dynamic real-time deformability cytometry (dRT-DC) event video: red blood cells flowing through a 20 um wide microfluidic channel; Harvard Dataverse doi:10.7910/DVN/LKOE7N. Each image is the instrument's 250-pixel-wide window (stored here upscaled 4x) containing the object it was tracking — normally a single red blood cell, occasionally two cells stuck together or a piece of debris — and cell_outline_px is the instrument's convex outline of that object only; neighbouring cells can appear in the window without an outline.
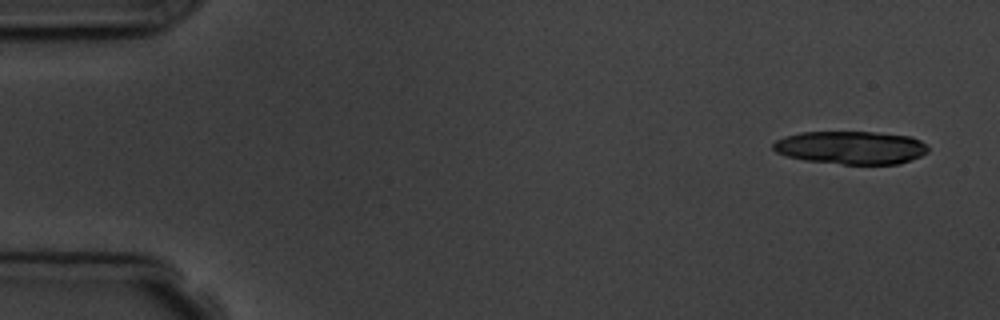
{"species": "common noctule bat (a hibernating species)", "species_latin": "Nyctalus noctula", "temperature_condition": "room temperature", "stored_images_in_passage": 3, "camera_frame_rate_fps": 3000, "um_per_image_px": 0.085, "animal": {"sex": "male", "body_mass_g": 19.5, "forearm_length_mm": 54.6}, "frame": {"image": 1, "passage_image": 1, "time_ms": 0.0, "image_size_px": [1000, 320], "cell_outline_px": [[928, 152], [920, 156], [900, 164], [844, 164], [804, 160], [788, 156], [776, 152], [772, 148], [772, 144], [776, 140], [784, 136], [800, 132], [872, 132], [912, 136], [920, 140], [928, 148]], "centroid_in_image_um": [72.32, 12.54], "position_along_channel_um": 12.7, "area_um2": 29.88}}